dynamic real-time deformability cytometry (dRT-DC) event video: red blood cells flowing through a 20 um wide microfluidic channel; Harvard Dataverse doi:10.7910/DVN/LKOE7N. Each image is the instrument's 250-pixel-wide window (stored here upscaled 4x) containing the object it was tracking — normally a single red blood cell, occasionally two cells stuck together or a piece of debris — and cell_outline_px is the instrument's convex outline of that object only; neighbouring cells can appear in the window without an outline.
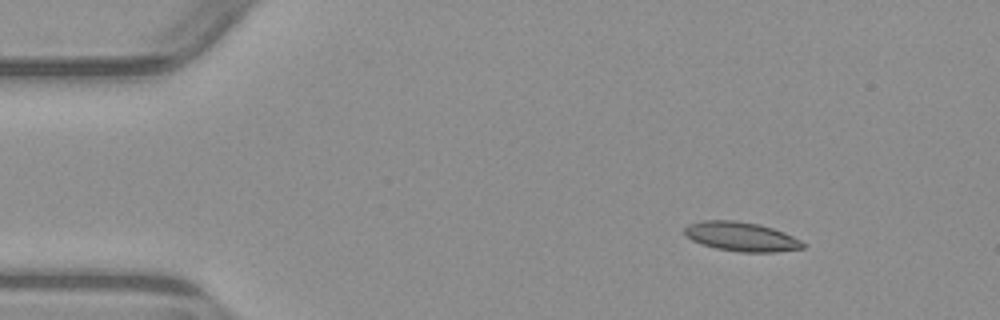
{"species": "common noctule bat (a hibernating species)", "species_latin": "Nyctalus noctula", "temperature_condition": "warm", "stored_images_in_passage": 4, "camera_frame_rate_fps": 3000, "um_per_image_px": 0.085, "animal": {"sex": "male", "body_mass_g": 23.1, "forearm_length_mm": 52.7}, "frame": {"image": 1, "passage_image": 2, "time_ms": 1.333, "image_size_px": [1000, 320], "cell_outline_px": [[808, 244], [804, 248], [776, 252], [740, 252], [716, 248], [700, 244], [692, 240], [684, 232], [684, 228], [688, 224], [704, 220], [736, 220], [760, 224], [784, 232]], "centroid_in_image_um": [63.03, 20.11], "position_along_channel_um": 22.0, "area_um2": 20.29}}